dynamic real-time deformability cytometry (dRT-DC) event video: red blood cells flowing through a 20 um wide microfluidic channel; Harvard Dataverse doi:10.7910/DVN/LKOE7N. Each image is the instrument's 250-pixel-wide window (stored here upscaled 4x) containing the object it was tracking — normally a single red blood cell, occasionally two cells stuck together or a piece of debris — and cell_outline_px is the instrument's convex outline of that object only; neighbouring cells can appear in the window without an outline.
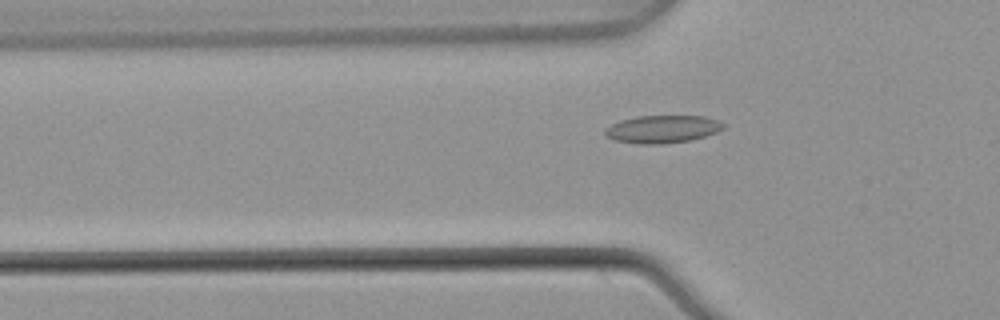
{"species": "common noctule bat (a hibernating species)", "species_latin": "Nyctalus noctula", "temperature_condition": "warm", "stored_images_in_passage": 46, "camera_frame_rate_fps": 3000, "um_per_image_px": 0.085, "animal": {"sex": "male", "body_mass_g": 21.5, "forearm_length_mm": 52.0}, "frame": {"image": 1, "passage_image": 11, "time_ms": 3.333, "image_size_px": [1000, 320], "cell_outline_px": [[724, 128], [716, 132], [692, 140], [660, 144], [636, 144], [616, 140], [604, 136], [604, 128], [620, 120], [636, 116], [704, 116], [720, 120], [724, 124]], "centroid_in_image_um": [56.29, 10.97], "position_along_channel_um": 69.5, "area_um2": 19.25}}
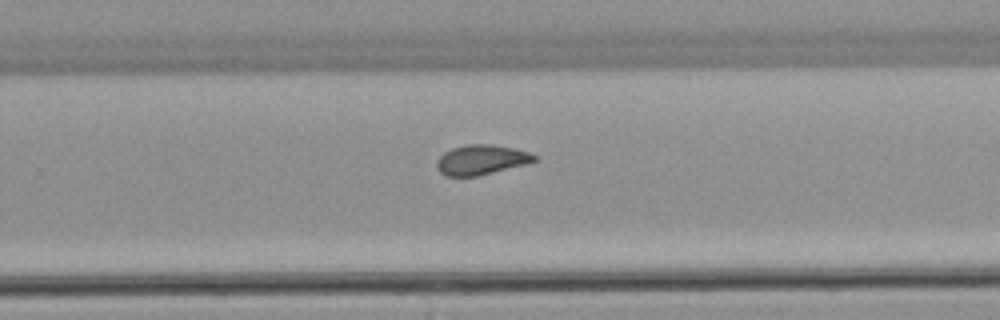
{"frame": {"image": 2, "passage_image": 28, "time_ms": 9.0, "image_size_px": [1000, 320], "cell_outline_px": [[536, 160], [528, 164], [476, 176], [444, 176], [440, 172], [436, 164], [436, 160], [444, 152], [452, 148], [464, 144], [492, 144], [512, 148], [528, 152], [536, 156]], "centroid_in_image_um": [40.88, 13.58], "position_along_channel_um": 288.9, "area_um2": 16.99}}
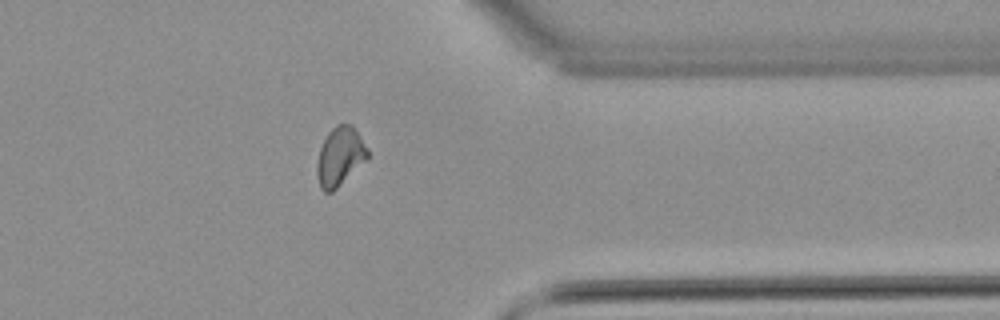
{"frame": {"image": 3, "passage_image": 36, "time_ms": 11.667, "image_size_px": [1000, 320], "cell_outline_px": [[368, 156], [332, 192], [324, 192], [320, 188], [316, 176], [316, 164], [320, 148], [328, 132], [336, 124], [352, 124], [368, 148]], "centroid_in_image_um": [28.85, 13.28], "position_along_channel_um": 382.5, "area_um2": 17.05}, "authors_computed_cell_mechanics": {"area_um2": 17.2244, "velocity_mm_per_s": 3.8736, "shape_relaxation_time_tau1_ms": null, "shape_relaxation_time_tau2_ms": 1.5408, "deformation_change_tau1": null, "deformation_change_tau2": 0.0681}}